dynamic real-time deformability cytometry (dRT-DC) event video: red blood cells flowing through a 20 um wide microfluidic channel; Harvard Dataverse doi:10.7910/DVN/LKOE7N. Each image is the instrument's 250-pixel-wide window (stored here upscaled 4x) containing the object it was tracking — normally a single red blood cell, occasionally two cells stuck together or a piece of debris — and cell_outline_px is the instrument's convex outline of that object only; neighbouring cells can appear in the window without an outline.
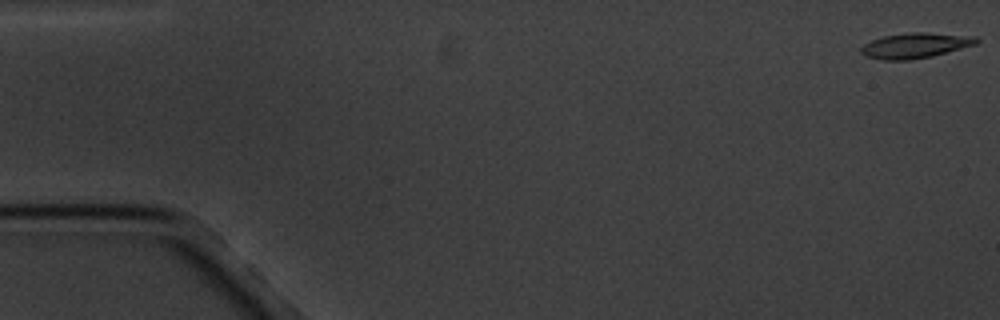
{"species": "common noctule bat (a hibernating species)", "species_latin": "Nyctalus noctula", "temperature_condition": "cold", "stored_images_in_passage": 3, "camera_frame_rate_fps": 3000, "um_per_image_px": 0.085, "animal": {"sex": "male", "body_mass_g": 20.1, "forearm_length_mm": 53.5}, "frame": {"image": 1, "passage_image": 1, "time_ms": 0.0, "image_size_px": [1000, 320], "cell_outline_px": [[980, 40], [976, 44], [932, 56], [908, 60], [880, 60], [864, 56], [860, 52], [860, 48], [864, 44], [872, 40], [884, 36], [908, 32], [924, 32], [976, 36]], "centroid_in_image_um": [77.77, 3.86], "position_along_channel_um": 7.2, "area_um2": 17.05}}